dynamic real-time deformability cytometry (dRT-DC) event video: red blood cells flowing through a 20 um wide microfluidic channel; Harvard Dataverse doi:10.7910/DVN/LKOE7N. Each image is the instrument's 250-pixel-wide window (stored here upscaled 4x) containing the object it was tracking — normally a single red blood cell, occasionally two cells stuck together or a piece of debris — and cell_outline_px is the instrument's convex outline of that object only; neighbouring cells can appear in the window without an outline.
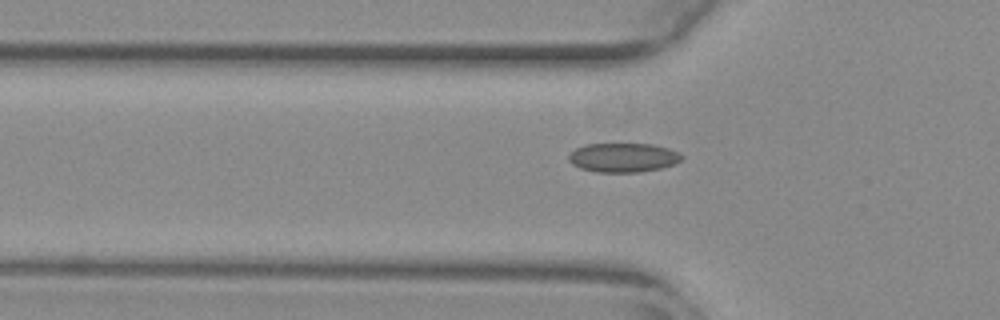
{"species": "common noctule bat (a hibernating species)", "species_latin": "Nyctalus noctula", "temperature_condition": "warm", "stored_images_in_passage": 33, "camera_frame_rate_fps": 3000, "um_per_image_px": 0.085, "animal": {"sex": "female", "body_mass_g": 29.2, "forearm_length_mm": 56.3}, "frame": {"image": 1, "passage_image": 9, "time_ms": 2.667, "image_size_px": [1000, 320], "cell_outline_px": [[684, 156], [676, 164], [660, 168], [640, 172], [596, 172], [580, 168], [572, 164], [568, 160], [568, 156], [576, 148], [584, 144], [652, 144], [668, 148]], "centroid_in_image_um": [52.96, 13.39], "position_along_channel_um": 72.8, "area_um2": 19.19}}
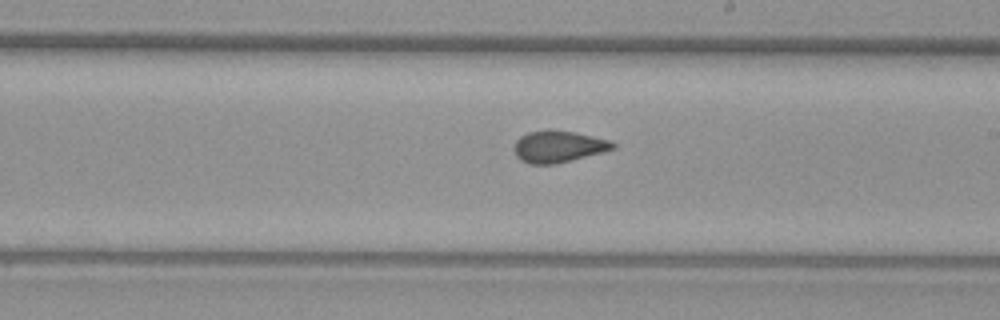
{"frame": {"image": 2, "passage_image": 22, "time_ms": 7.0, "image_size_px": [1000, 320], "cell_outline_px": [[616, 148], [604, 152], [556, 164], [528, 164], [520, 160], [516, 156], [516, 140], [520, 136], [528, 132], [548, 128], [576, 132], [608, 140], [616, 144]], "centroid_in_image_um": [47.47, 12.45], "position_along_channel_um": 241.5, "area_um2": 18.44}}
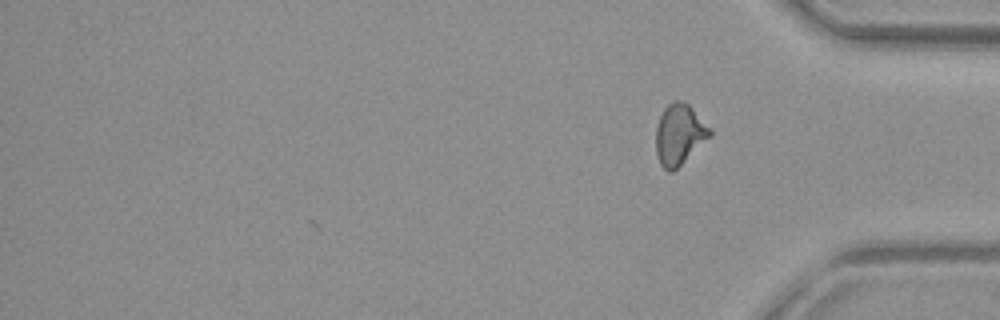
{"frame": {"image": 3, "passage_image": 33, "time_ms": 10.667, "image_size_px": [1000, 320], "cell_outline_px": [[712, 136], [672, 172], [668, 172], [660, 164], [656, 156], [656, 128], [660, 116], [664, 108], [668, 104], [676, 100], [680, 100], [688, 104], [692, 108], [712, 132]], "centroid_in_image_um": [57.73, 11.44], "position_along_channel_um": 377.5, "area_um2": 18.9}, "authors_computed_cell_mechanics": {"area_um2": 18.3804, "velocity_mm_per_s": 3.8812, "shape_relaxation_time_tau1_ms": null, "shape_relaxation_time_tau2_ms": 1.0922, "deformation_change_tau1": null, "deformation_change_tau2": 0.0676}}